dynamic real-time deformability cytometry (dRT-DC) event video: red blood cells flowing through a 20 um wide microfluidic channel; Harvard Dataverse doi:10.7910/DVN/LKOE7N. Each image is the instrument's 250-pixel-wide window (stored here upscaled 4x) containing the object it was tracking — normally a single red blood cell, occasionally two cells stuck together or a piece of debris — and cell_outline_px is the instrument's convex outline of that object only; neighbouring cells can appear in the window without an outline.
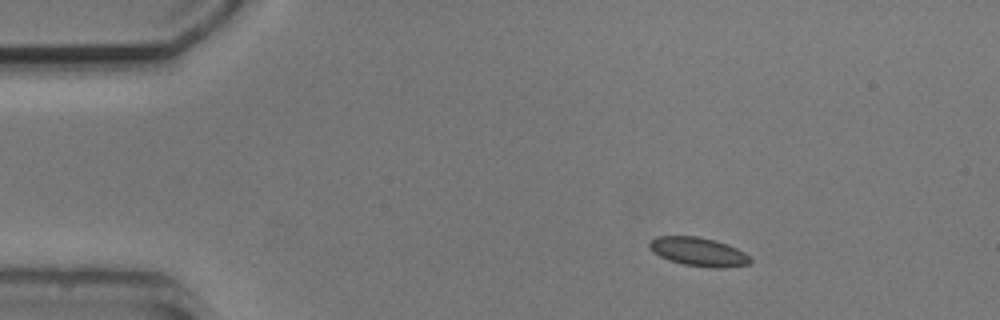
{"species": "common noctule bat (a hibernating species)", "species_latin": "Nyctalus noctula", "temperature_condition": "cold", "stored_images_in_passage": 3, "camera_frame_rate_fps": 3000, "um_per_image_px": 0.085, "animal": {"sex": "male", "body_mass_g": 20.5, "forearm_length_mm": 52.5}, "frame": {"image": 1, "passage_image": 1, "time_ms": 0.0, "image_size_px": [1000, 320], "cell_outline_px": [[752, 260], [748, 264], [724, 268], [712, 268], [684, 264], [660, 256], [652, 252], [648, 248], [648, 244], [656, 236], [696, 236], [716, 240], [728, 244], [744, 252]], "centroid_in_image_um": [59.37, 21.39], "position_along_channel_um": 25.6, "area_um2": 16.82}}